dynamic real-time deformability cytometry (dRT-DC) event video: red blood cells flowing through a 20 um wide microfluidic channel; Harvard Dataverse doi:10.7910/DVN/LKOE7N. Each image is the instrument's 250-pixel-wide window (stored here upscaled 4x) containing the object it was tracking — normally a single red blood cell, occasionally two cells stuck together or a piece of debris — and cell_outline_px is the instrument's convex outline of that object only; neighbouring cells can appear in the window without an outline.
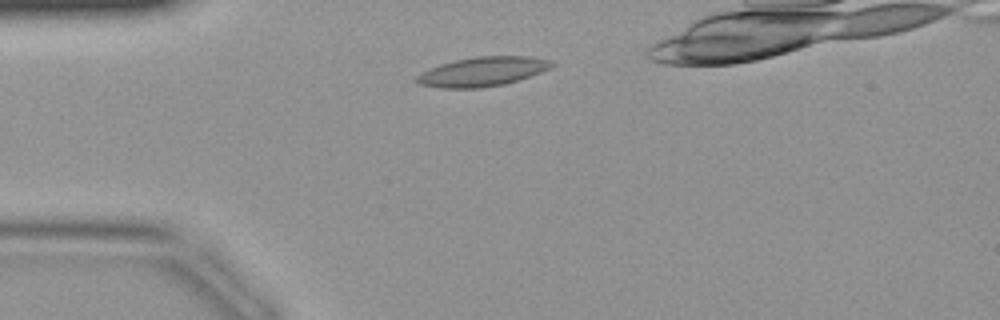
{"species": "common noctule bat (a hibernating species)", "species_latin": "Nyctalus noctula", "temperature_condition": "warm", "stored_images_in_passage": 34, "camera_frame_rate_fps": 3000, "um_per_image_px": 0.085, "animal": {"sex": "female", "body_mass_g": 19.9}, "frame": {"image": 1, "passage_image": 5, "time_ms": 1.333, "image_size_px": [1000, 320], "cell_outline_px": [[556, 64], [540, 72], [504, 84], [480, 88], [440, 88], [420, 84], [416, 80], [416, 76], [440, 64], [456, 60], [476, 56], [528, 56], [552, 60]], "centroid_in_image_um": [41.03, 6.08], "position_along_channel_um": 44.0, "area_um2": 22.72}}
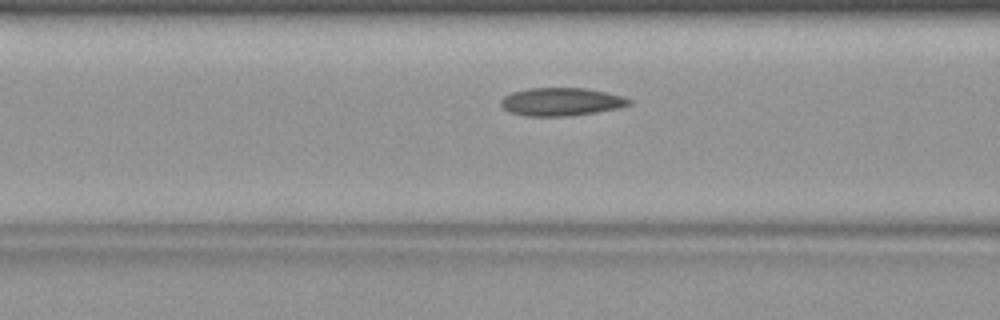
{"frame": {"image": 2, "passage_image": 11, "time_ms": 3.333, "image_size_px": [1000, 320], "cell_outline_px": [[632, 104], [620, 108], [572, 116], [524, 116], [508, 112], [500, 104], [500, 100], [504, 96], [512, 92], [528, 88], [588, 88], [624, 96], [632, 100]], "centroid_in_image_um": [47.72, 8.65], "position_along_channel_um": 118.9, "area_um2": 21.27}}
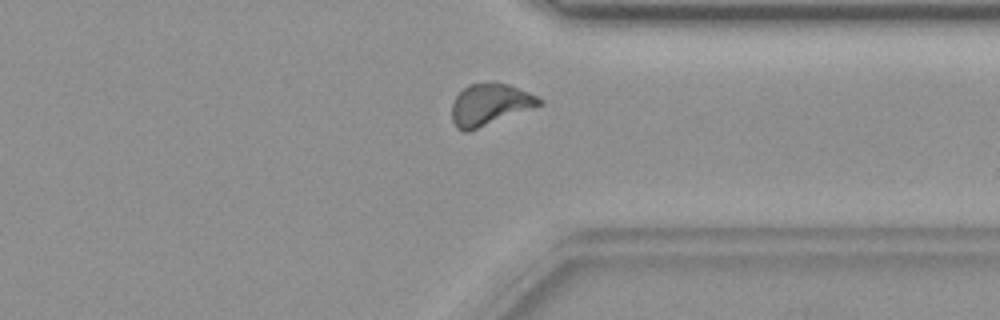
{"frame": {"image": 3, "passage_image": 27, "time_ms": 8.667, "image_size_px": [1000, 320], "cell_outline_px": [[544, 104], [468, 132], [464, 132], [456, 128], [452, 120], [452, 104], [456, 96], [468, 84], [508, 84], [520, 88], [544, 100]], "centroid_in_image_um": [41.64, 8.91], "position_along_channel_um": 369.8, "area_um2": 20.98}}